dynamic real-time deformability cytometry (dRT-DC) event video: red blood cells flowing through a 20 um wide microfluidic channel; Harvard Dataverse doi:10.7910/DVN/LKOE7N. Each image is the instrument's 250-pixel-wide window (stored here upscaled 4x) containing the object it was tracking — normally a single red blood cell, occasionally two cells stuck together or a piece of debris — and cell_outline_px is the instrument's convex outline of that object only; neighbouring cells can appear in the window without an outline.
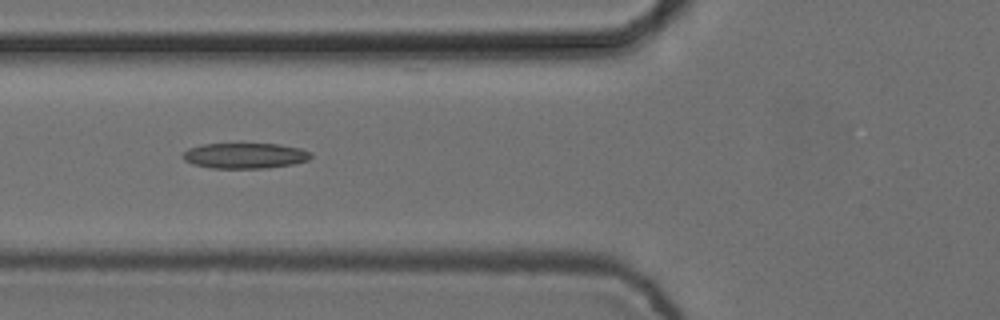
{"species": "common noctule bat (a hibernating species)", "species_latin": "Nyctalus noctula", "temperature_condition": "cold", "stored_images_in_passage": 8, "camera_frame_rate_fps": 3000, "um_per_image_px": 0.085, "animal": {"sex": "female", "body_mass_g": 24.6, "forearm_length_mm": 56.2}, "frame": {"image": 1, "passage_image": 6, "time_ms": 1.667, "image_size_px": [1000, 320], "cell_outline_px": [[312, 156], [308, 160], [292, 164], [268, 168], [212, 168], [192, 164], [184, 160], [180, 156], [188, 148], [200, 144], [280, 144], [300, 148], [312, 152]], "centroid_in_image_um": [20.8, 13.23], "position_along_channel_um": 105.0, "area_um2": 19.19}}
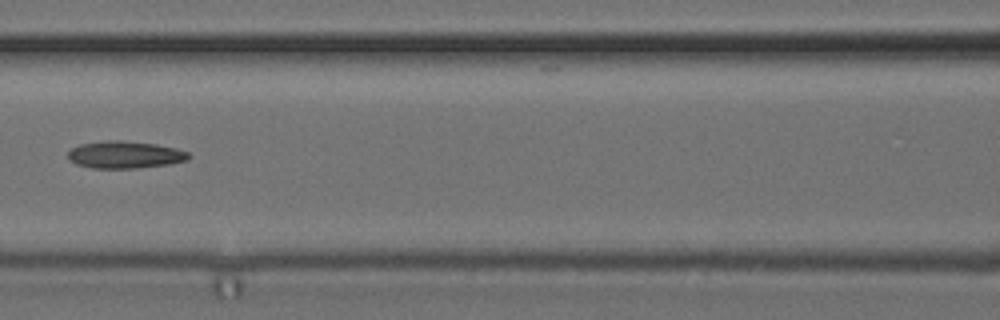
{"frame": {"image": 2, "passage_image": 7, "time_ms": 2.0, "image_size_px": [1000, 320], "cell_outline_px": [[192, 156], [188, 160], [168, 164], [136, 168], [92, 168], [76, 164], [68, 160], [68, 152], [72, 148], [80, 144], [108, 140], [124, 140], [156, 144], [176, 148], [188, 152]], "centroid_in_image_um": [10.62, 13.15], "position_along_channel_um": 156.0, "area_um2": 19.25}}
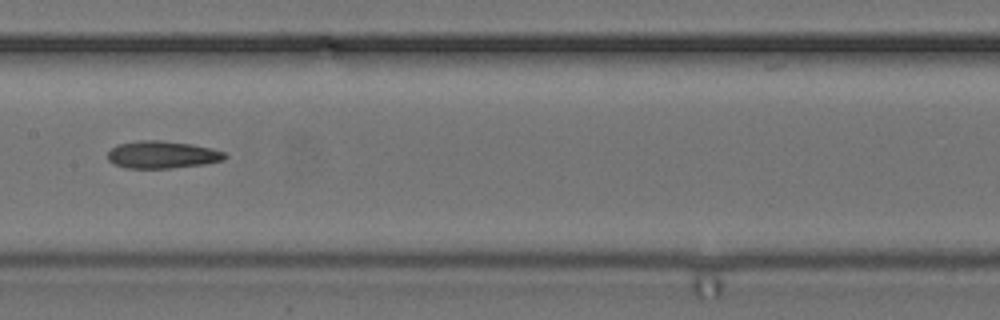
{"frame": {"image": 3, "passage_image": 8, "time_ms": 2.333, "image_size_px": [1000, 320], "cell_outline_px": [[228, 156], [224, 160], [204, 164], [172, 168], [124, 168], [108, 160], [108, 152], [116, 144], [136, 140], [160, 140], [192, 144], [212, 148], [224, 152]], "centroid_in_image_um": [13.79, 13.14], "position_along_channel_um": 193.6, "area_um2": 18.84}}